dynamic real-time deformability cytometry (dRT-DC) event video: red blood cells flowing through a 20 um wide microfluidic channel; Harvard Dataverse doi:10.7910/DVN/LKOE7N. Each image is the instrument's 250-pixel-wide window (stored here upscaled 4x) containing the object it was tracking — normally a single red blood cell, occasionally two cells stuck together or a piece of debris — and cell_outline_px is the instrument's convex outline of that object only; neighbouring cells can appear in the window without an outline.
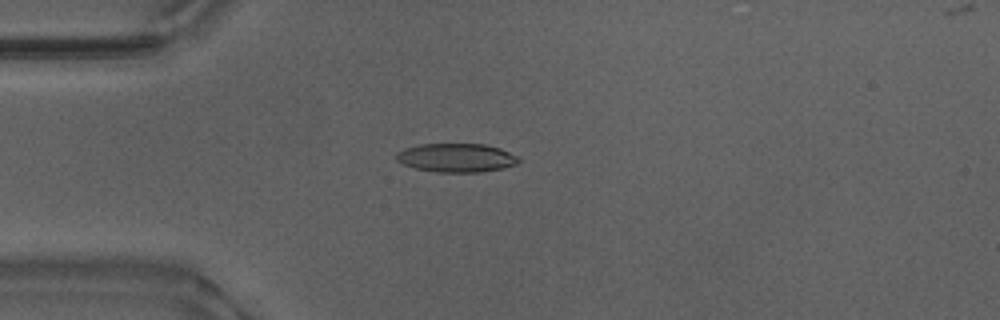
{"species": "Egyptian fruit bat (a non-hibernating species)", "species_latin": "Rousettus aegyptiacus", "temperature_condition": "warm", "stored_images_in_passage": 42, "camera_frame_rate_fps": 3000, "um_per_image_px": 0.085, "animal": {"sex": "male"}, "frame": {"image": 1, "passage_image": 3, "time_ms": 0.667, "image_size_px": [1000, 320], "cell_outline_px": [[520, 160], [516, 164], [504, 168], [480, 172], [436, 172], [416, 168], [404, 164], [396, 160], [396, 152], [404, 148], [420, 144], [484, 144], [500, 148], [520, 156]], "centroid_in_image_um": [38.82, 13.4], "position_along_channel_um": 46.2, "area_um2": 20.58}}
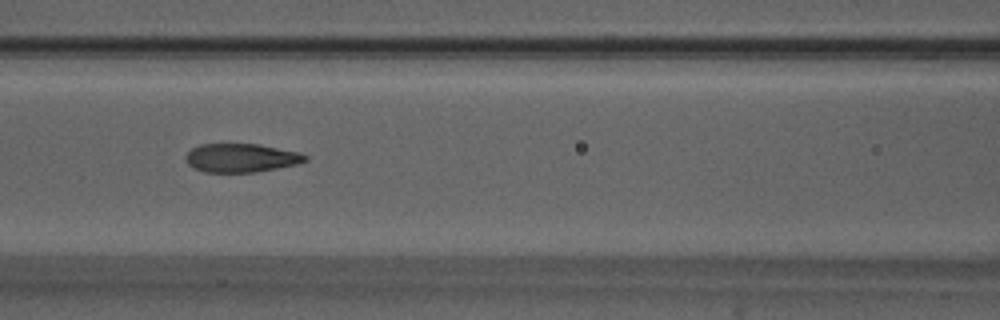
{"frame": {"image": 2, "passage_image": 12, "time_ms": 3.667, "image_size_px": [1000, 320], "cell_outline_px": [[308, 160], [296, 164], [256, 172], [204, 172], [192, 168], [184, 160], [184, 156], [192, 148], [200, 144], [260, 144], [300, 152], [308, 156]], "centroid_in_image_um": [20.47, 13.42], "position_along_channel_um": 146.1, "area_um2": 20.11}}
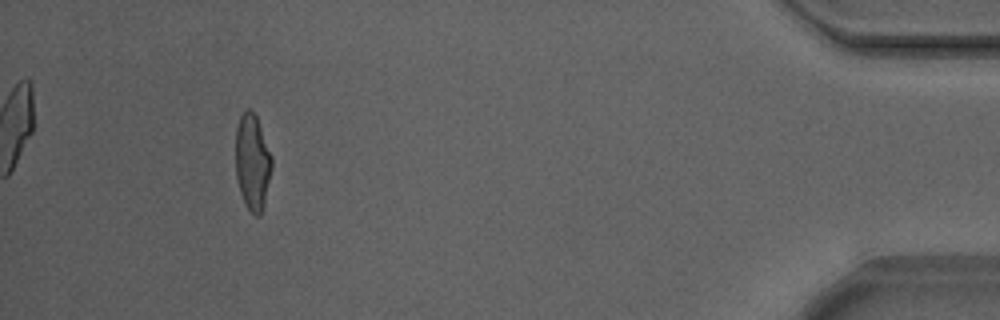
{"frame": {"image": 3, "passage_image": 38, "time_ms": 12.333, "image_size_px": [1000, 320], "cell_outline_px": [[272, 168], [264, 204], [260, 216], [256, 216], [244, 204], [240, 192], [236, 176], [236, 128], [240, 116], [244, 108], [252, 108], [256, 116], [272, 156]], "centroid_in_image_um": [21.45, 13.75], "position_along_channel_um": 413.7, "area_um2": 20.35}, "authors_computed_cell_mechanics": {"area_um2": 20.5479, "velocity_mm_per_s": 3.8753, "shape_relaxation_time_tau1_ms": 4.0771, "shape_relaxation_time_tau2_ms": 0.9399, "deformation_change_tau1": 0.2236, "deformation_change_tau2": 0.0904}}